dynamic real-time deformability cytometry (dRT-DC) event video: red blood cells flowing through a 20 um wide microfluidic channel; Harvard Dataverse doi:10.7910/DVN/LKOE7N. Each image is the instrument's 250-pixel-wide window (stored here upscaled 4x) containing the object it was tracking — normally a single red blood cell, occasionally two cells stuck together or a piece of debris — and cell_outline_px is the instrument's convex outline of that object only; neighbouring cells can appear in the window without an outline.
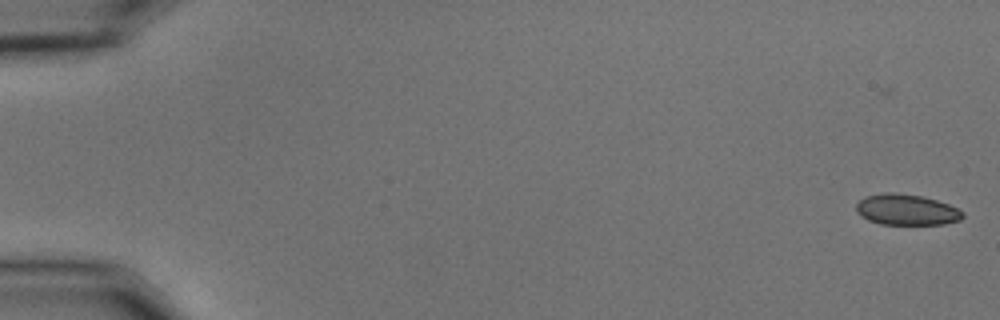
{"species": "common noctule bat (a hibernating species)", "species_latin": "Nyctalus noctula", "temperature_condition": "cold", "stored_images_in_passage": 48, "camera_frame_rate_fps": 3000, "um_per_image_px": 0.085, "animal": {"sex": "male", "body_mass_g": 15.6}, "frame": {"image": 1, "passage_image": 1, "time_ms": 0.0, "image_size_px": [1000, 320], "cell_outline_px": [[964, 216], [960, 220], [944, 224], [880, 224], [868, 220], [860, 216], [856, 212], [856, 204], [864, 196], [888, 192], [896, 192], [920, 196], [936, 200], [948, 204], [964, 212]], "centroid_in_image_um": [77.03, 17.82], "position_along_channel_um": 8.0, "area_um2": 19.19}}
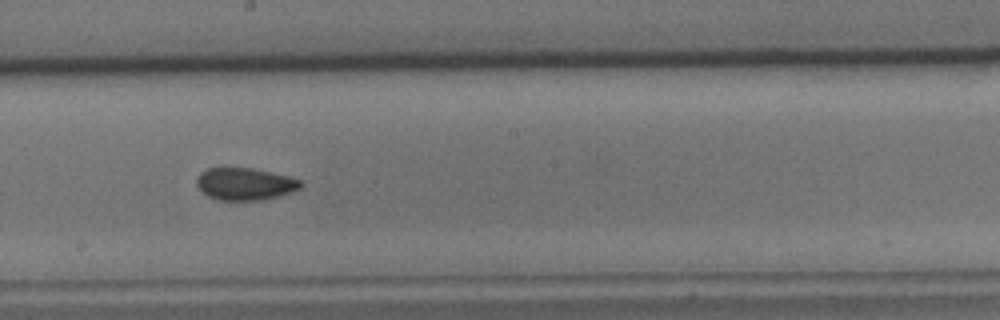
{"frame": {"image": 2, "passage_image": 32, "time_ms": 10.333, "image_size_px": [1000, 320], "cell_outline_px": [[304, 184], [300, 188], [292, 192], [260, 200], [220, 200], [208, 196], [196, 184], [196, 180], [200, 172], [208, 168], [224, 164], [252, 168], [288, 176], [300, 180]], "centroid_in_image_um": [20.78, 15.58], "position_along_channel_um": 227.4, "area_um2": 20.0}}
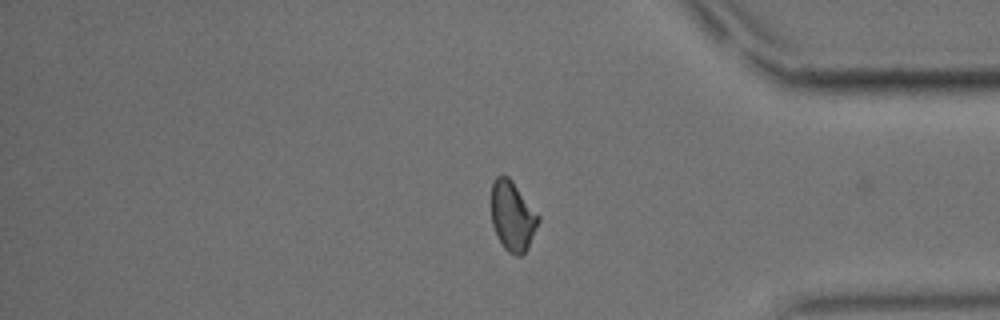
{"frame": {"image": 3, "passage_image": 47, "time_ms": 15.333, "image_size_px": [1000, 320], "cell_outline_px": [[540, 220], [528, 248], [520, 256], [516, 256], [508, 252], [504, 248], [496, 236], [492, 224], [492, 184], [496, 176], [508, 176], [512, 180], [540, 216]], "centroid_in_image_um": [43.57, 18.39], "position_along_channel_um": 391.6, "area_um2": 19.13}, "authors_computed_cell_mechanics": {"area_um2": 19.7098, "velocity_mm_per_s": 3.6226, "shape_relaxation_time_tau1_ms": 7.9378, "shape_relaxation_time_tau2_ms": 1.9709, "deformation_change_tau1": 0.1119, "deformation_change_tau2": 0.0614}}